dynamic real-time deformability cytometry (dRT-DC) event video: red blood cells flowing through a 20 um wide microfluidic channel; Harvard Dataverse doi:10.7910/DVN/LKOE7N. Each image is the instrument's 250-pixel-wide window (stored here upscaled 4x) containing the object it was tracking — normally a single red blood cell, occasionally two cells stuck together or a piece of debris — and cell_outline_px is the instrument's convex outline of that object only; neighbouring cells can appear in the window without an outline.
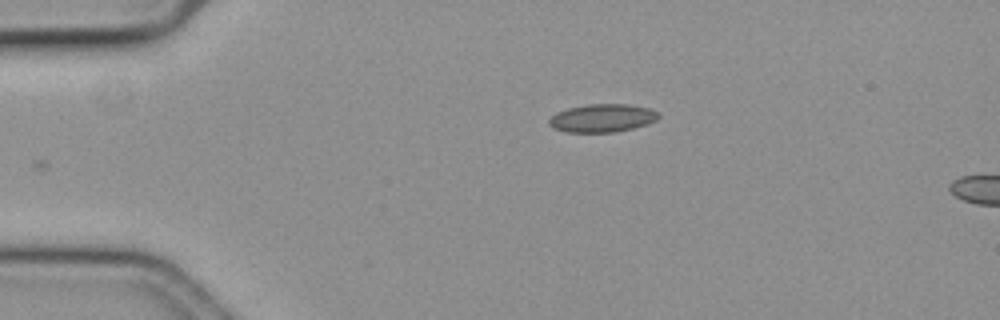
{"species": "common noctule bat (a hibernating species)", "species_latin": "Nyctalus noctula", "temperature_condition": "cold", "stored_images_in_passage": 41, "camera_frame_rate_fps": 3000, "um_per_image_px": 0.085, "animal": {"sex": "female", "body_mass_g": 19.3, "forearm_length_mm": 54.1}, "frame": {"image": 1, "passage_image": 1, "time_ms": 0.0, "image_size_px": [1000, 320], "cell_outline_px": [[660, 116], [656, 120], [648, 124], [616, 132], [564, 132], [552, 128], [548, 124], [548, 120], [556, 112], [568, 108], [588, 104], [628, 104], [648, 108], [656, 112]], "centroid_in_image_um": [51.16, 10.04], "position_along_channel_um": 33.8, "area_um2": 17.98}}
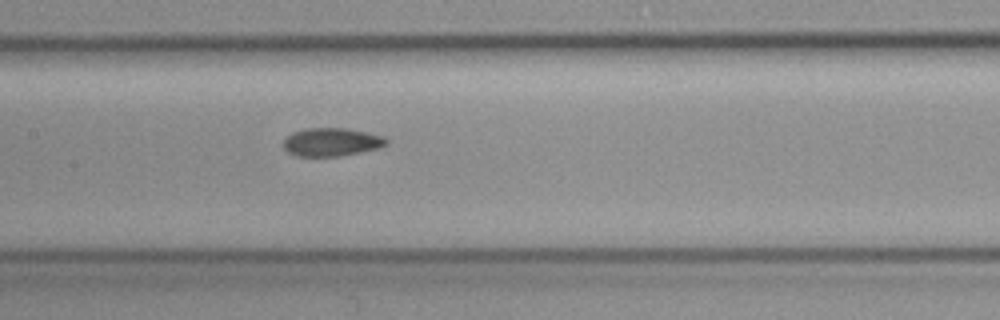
{"frame": {"image": 2, "passage_image": 17, "time_ms": 5.333, "image_size_px": [1000, 320], "cell_outline_px": [[388, 144], [380, 148], [336, 156], [296, 156], [288, 152], [284, 148], [284, 140], [292, 132], [304, 128], [348, 128], [384, 136], [388, 140]], "centroid_in_image_um": [28.19, 12.06], "position_along_channel_um": 179.2, "area_um2": 16.94}}
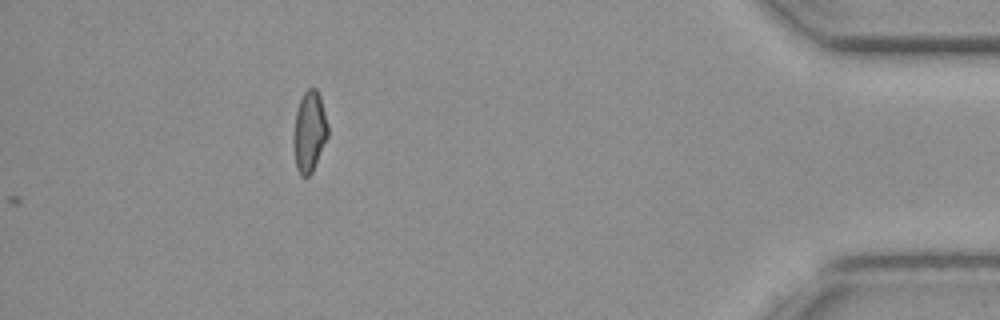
{"frame": {"image": 3, "passage_image": 41, "time_ms": 13.333, "image_size_px": [1000, 320], "cell_outline_px": [[328, 136], [312, 172], [308, 176], [300, 176], [296, 168], [292, 140], [296, 112], [300, 100], [304, 92], [308, 88], [316, 88], [320, 96], [328, 124]], "centroid_in_image_um": [26.28, 11.2], "position_along_channel_um": 408.9, "area_um2": 16.24}, "authors_computed_cell_mechanics": {"area_um2": 16.9932, "velocity_mm_per_s": 3.5795, "shape_relaxation_time_tau1_ms": null, "shape_relaxation_time_tau2_ms": 3.4735, "deformation_change_tau1": null, "deformation_change_tau2": 0.0784}}